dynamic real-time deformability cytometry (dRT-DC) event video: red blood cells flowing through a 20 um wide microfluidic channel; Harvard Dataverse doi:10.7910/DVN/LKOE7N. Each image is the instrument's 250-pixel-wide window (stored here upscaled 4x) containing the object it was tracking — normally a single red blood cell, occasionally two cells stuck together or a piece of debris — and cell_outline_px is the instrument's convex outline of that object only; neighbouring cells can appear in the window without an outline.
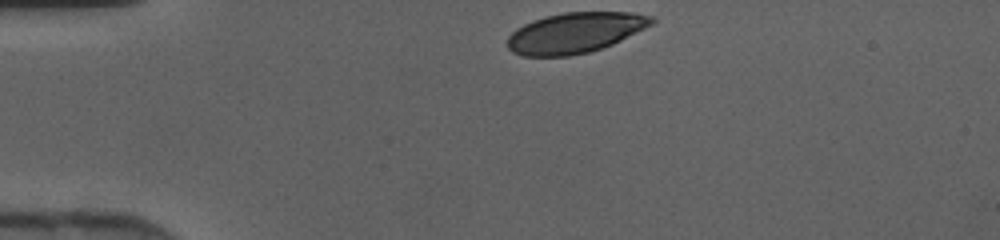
{"species": "human", "species_latin": "Homo sapiens", "temperature_condition": "cold", "stored_images_in_passage": 29, "camera_frame_rate_fps": 3000, "um_per_image_px": 0.085, "donor": {"sex": "female"}, "frame": {"image": 1, "passage_image": 1, "time_ms": 0.0, "image_size_px": [1000, 240], "cell_outline_px": [[656, 20], [652, 24], [612, 44], [588, 52], [568, 56], [524, 56], [512, 52], [508, 48], [508, 36], [516, 28], [532, 20], [564, 12], [632, 12], [652, 16]], "centroid_in_image_um": [48.86, 2.78], "position_along_channel_um": 36.1, "area_um2": 33.76}}
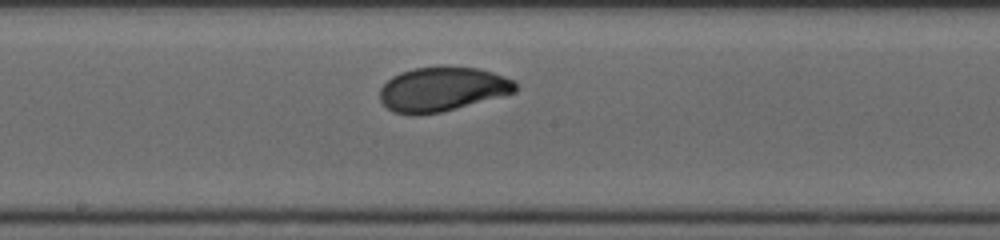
{"frame": {"image": 2, "passage_image": 16, "time_ms": 5.0, "image_size_px": [1000, 240], "cell_outline_px": [[516, 92], [440, 112], [412, 116], [392, 112], [380, 100], [380, 88], [392, 76], [400, 72], [412, 68], [476, 68], [492, 72], [516, 80]], "centroid_in_image_um": [37.56, 7.6], "position_along_channel_um": 210.6, "area_um2": 34.56}}
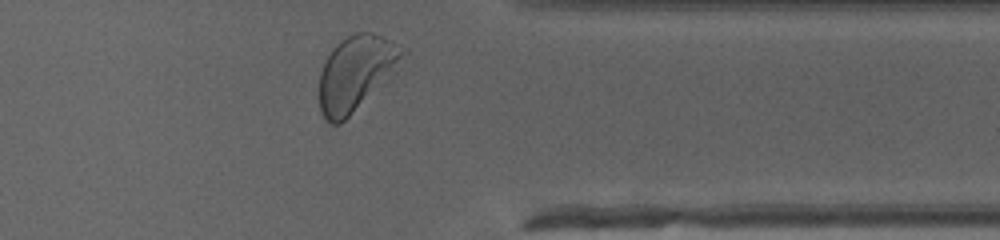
{"frame": {"image": 3, "passage_image": 28, "time_ms": 9.0, "image_size_px": [1000, 240], "cell_outline_px": [[408, 52], [392, 80], [388, 84], [340, 124], [328, 124], [324, 120], [320, 108], [320, 72], [332, 48], [336, 44], [348, 36], [356, 32], [372, 32], [392, 40], [408, 48]], "centroid_in_image_um": [30.36, 6.23], "position_along_channel_um": 381.0, "area_um2": 37.69}}